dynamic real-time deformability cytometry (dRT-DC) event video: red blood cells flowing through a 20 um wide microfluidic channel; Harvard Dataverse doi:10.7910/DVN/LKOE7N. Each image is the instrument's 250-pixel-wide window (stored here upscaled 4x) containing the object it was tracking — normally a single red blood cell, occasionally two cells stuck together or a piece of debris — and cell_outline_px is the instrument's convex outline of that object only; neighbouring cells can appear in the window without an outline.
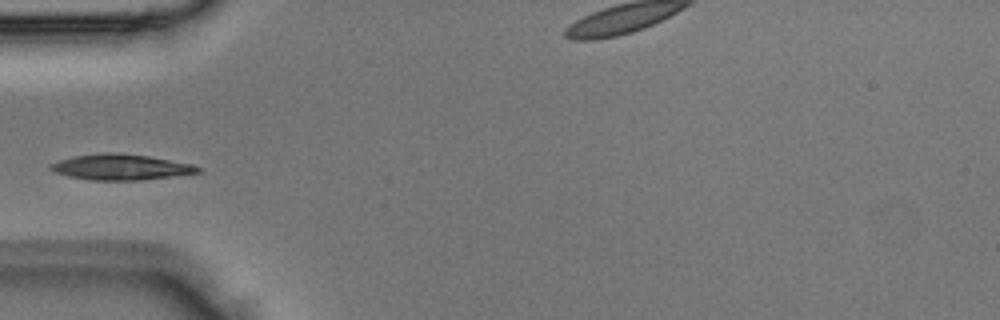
{"species": "Egyptian fruit bat (a non-hibernating species)", "species_latin": "Rousettus aegyptiacus", "temperature_condition": "room temperature", "stored_images_in_passage": 1, "camera_frame_rate_fps": 3000, "um_per_image_px": 0.085, "animal": {"sex": "male"}, "frame": {"image": 1, "passage_image": 1, "time_ms": 0.0, "image_size_px": [1000, 320], "cell_outline_px": [[200, 172], [172, 176], [140, 180], [92, 180], [68, 176], [56, 172], [48, 168], [48, 164], [72, 156], [104, 152], [112, 152], [148, 156], [192, 164], [200, 168]], "centroid_in_image_um": [10.22, 14.19], "position_along_channel_um": 74.8, "area_um2": 21.91}}